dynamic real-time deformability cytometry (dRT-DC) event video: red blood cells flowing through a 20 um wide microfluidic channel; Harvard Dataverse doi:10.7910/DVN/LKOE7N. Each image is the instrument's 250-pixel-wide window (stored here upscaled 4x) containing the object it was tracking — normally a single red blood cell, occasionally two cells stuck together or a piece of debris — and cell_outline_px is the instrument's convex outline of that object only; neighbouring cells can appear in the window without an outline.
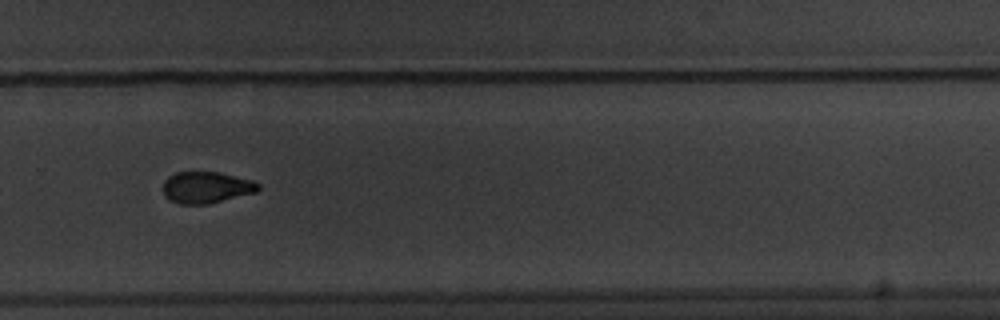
{"species": "common noctule bat (a hibernating species)", "species_latin": "Nyctalus noctula", "temperature_condition": "warm", "stored_images_in_passage": 17, "camera_frame_rate_fps": 3000, "um_per_image_px": 0.085, "animal": {"sex": "male", "body_mass_g": 20.1, "forearm_length_mm": 53.5}, "frame": {"image": 1, "passage_image": 12, "time_ms": 14.0, "image_size_px": [1000, 320], "cell_outline_px": [[260, 188], [256, 192], [208, 204], [180, 204], [164, 196], [164, 180], [168, 176], [176, 172], [220, 172], [252, 180], [260, 184]], "centroid_in_image_um": [17.55, 15.92], "position_along_channel_um": 312.3, "area_um2": 17.46}}
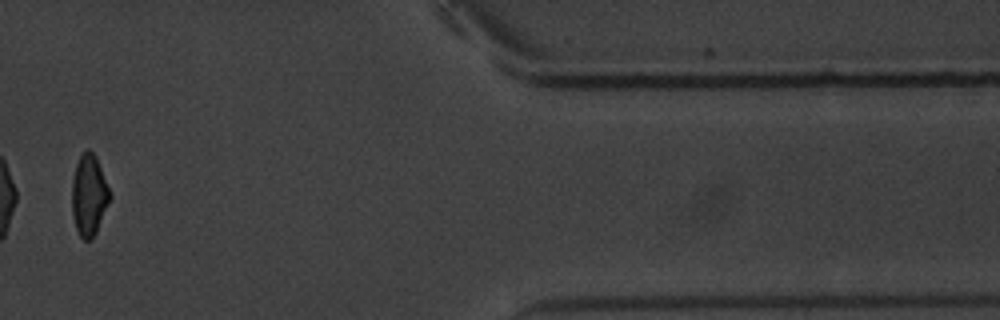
{"frame": {"image": 2, "passage_image": 15, "time_ms": 17.667, "image_size_px": [1000, 320], "cell_outline_px": [[112, 196], [96, 232], [92, 240], [84, 240], [80, 236], [76, 228], [72, 216], [72, 180], [76, 164], [84, 148], [88, 148], [96, 156]], "centroid_in_image_um": [7.56, 16.58], "position_along_channel_um": 403.8, "area_um2": 18.03}, "authors_computed_cell_mechanics": {"area_um2": 17.5712, "velocity_mm_per_s": 3.5756, "shape_relaxation_time_tau1_ms": 4.8105, "shape_relaxation_time_tau2_ms": 1.4628, "deformation_change_tau1": 0.2092, "deformation_change_tau2": 0.0579}}